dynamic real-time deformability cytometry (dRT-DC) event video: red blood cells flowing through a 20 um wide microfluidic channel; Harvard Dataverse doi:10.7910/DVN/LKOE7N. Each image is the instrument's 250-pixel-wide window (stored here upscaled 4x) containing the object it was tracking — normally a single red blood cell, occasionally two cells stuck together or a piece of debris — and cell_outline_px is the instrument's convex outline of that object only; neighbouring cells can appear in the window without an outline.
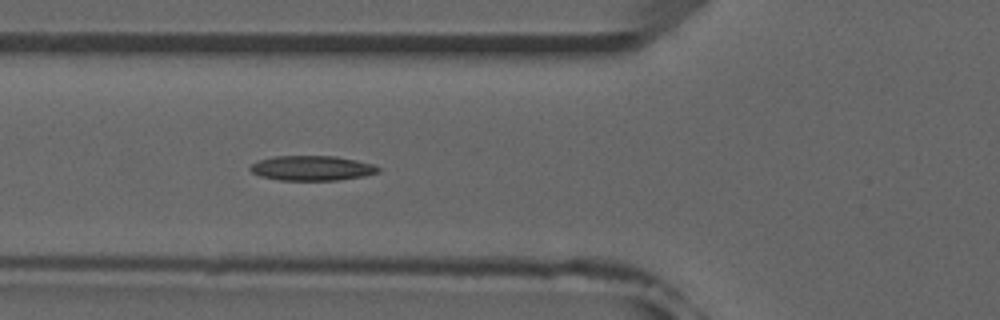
{"species": "common noctule bat (a hibernating species)", "species_latin": "Nyctalus noctula", "temperature_condition": "room temperature", "stored_images_in_passage": 40, "camera_frame_rate_fps": 3000, "um_per_image_px": 0.085, "animal": {"sex": "male", "forearm_length_mm": 52.5}, "frame": {"image": 1, "passage_image": 7, "time_ms": 2.0, "image_size_px": [1000, 320], "cell_outline_px": [[380, 172], [364, 176], [336, 180], [280, 180], [260, 176], [252, 172], [248, 168], [252, 164], [260, 160], [272, 156], [336, 156], [356, 160], [372, 164], [380, 168]], "centroid_in_image_um": [26.51, 14.29], "position_along_channel_um": 99.3, "area_um2": 18.5}}